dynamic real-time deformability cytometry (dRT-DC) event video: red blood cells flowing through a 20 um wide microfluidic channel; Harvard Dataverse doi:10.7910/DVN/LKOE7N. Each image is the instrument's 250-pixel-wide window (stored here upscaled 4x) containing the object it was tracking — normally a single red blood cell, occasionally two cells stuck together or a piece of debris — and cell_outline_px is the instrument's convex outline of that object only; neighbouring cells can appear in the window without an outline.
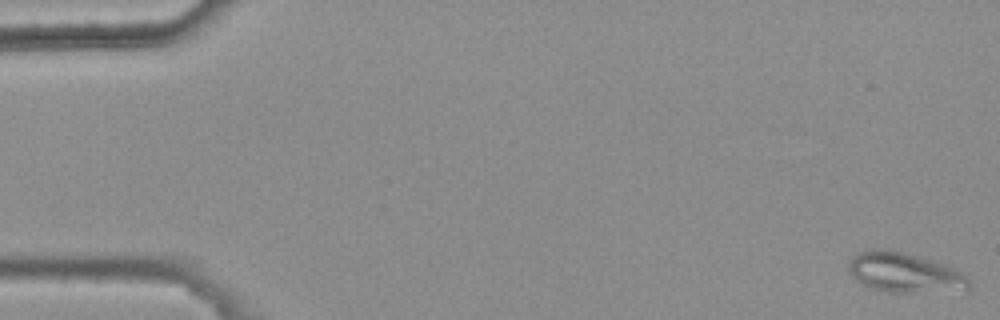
{"species": "common noctule bat (a hibernating species)", "species_latin": "Nyctalus noctula", "temperature_condition": "warm", "stored_images_in_passage": 2, "camera_frame_rate_fps": 3000, "um_per_image_px": 0.085, "animal": {"sex": "female", "body_mass_g": 25.1}, "frame": {"image": 1, "passage_image": 2, "time_ms": 0.333, "image_size_px": [1000, 320], "cell_outline_px": [[972, 288], [912, 292], [888, 292], [868, 288], [856, 280], [848, 272], [848, 264], [852, 256], [860, 252], [872, 248], [888, 248], [904, 252], [944, 264], [968, 276], [972, 280]], "centroid_in_image_um": [76.83, 23.15], "position_along_channel_um": 8.2, "area_um2": 27.98}}